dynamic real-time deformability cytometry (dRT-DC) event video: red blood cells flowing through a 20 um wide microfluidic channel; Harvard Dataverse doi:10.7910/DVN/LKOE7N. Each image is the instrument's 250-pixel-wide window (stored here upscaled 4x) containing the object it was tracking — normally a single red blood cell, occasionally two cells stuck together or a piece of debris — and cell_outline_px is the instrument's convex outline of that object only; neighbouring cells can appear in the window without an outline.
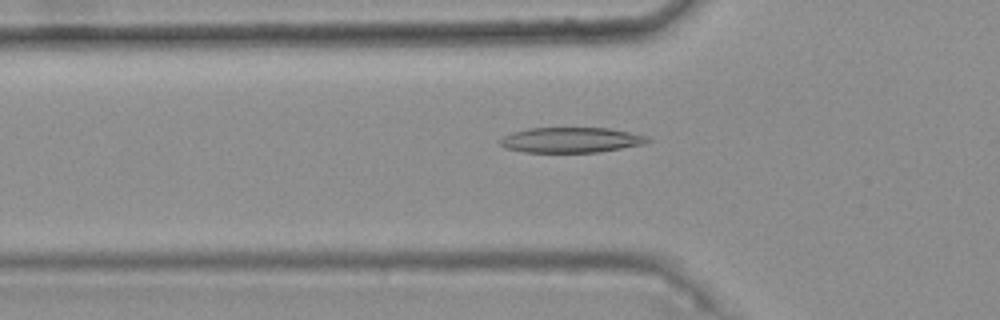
{"species": "common noctule bat (a hibernating species)", "species_latin": "Nyctalus noctula", "temperature_condition": "warm", "stored_images_in_passage": 49, "camera_frame_rate_fps": 3000, "um_per_image_px": 0.085, "animal": {"sex": "female", "body_mass_g": 25.1}, "frame": {"image": 1, "passage_image": 18, "time_ms": 5.667, "image_size_px": [1000, 320], "cell_outline_px": [[652, 140], [644, 144], [600, 152], [524, 152], [504, 148], [500, 144], [500, 136], [512, 132], [528, 128], [608, 128], [648, 136]], "centroid_in_image_um": [48.51, 11.9], "position_along_channel_um": 77.3, "area_um2": 21.85}}
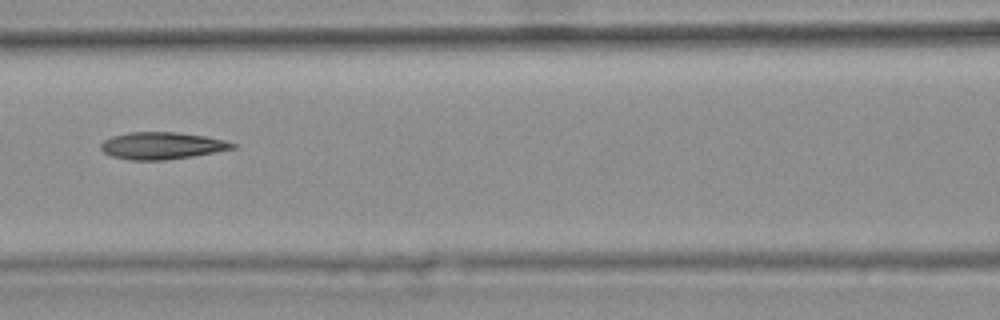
{"frame": {"image": 2, "passage_image": 24, "time_ms": 7.667, "image_size_px": [1000, 320], "cell_outline_px": [[236, 148], [192, 156], [164, 160], [128, 160], [112, 156], [104, 152], [100, 148], [100, 144], [104, 140], [112, 136], [128, 132], [176, 132], [204, 136], [224, 140], [236, 144]], "centroid_in_image_um": [13.73, 12.38], "position_along_channel_um": 152.9, "area_um2": 20.69}}
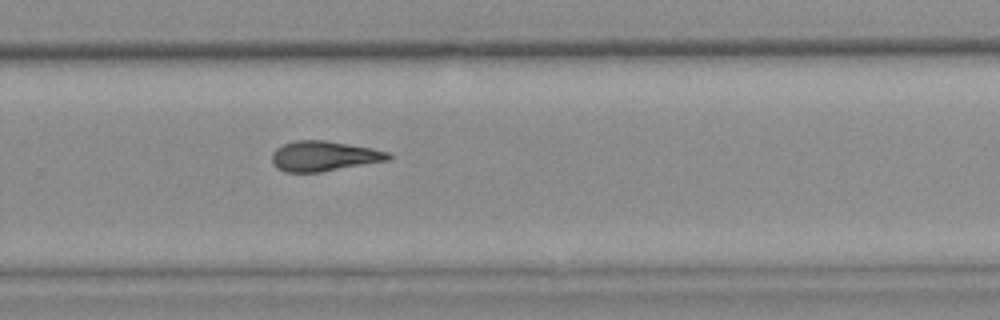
{"frame": {"image": 3, "passage_image": 36, "time_ms": 11.667, "image_size_px": [1000, 320], "cell_outline_px": [[392, 156], [388, 160], [320, 172], [284, 172], [276, 168], [272, 160], [272, 152], [276, 148], [284, 144], [296, 140], [324, 140], [372, 148], [388, 152]], "centroid_in_image_um": [27.5, 13.27], "position_along_channel_um": 302.3, "area_um2": 20.29}, "authors_computed_cell_mechanics": {"area_um2": 20.7502, "velocity_mm_per_s": 3.7497, "shape_relaxation_time_tau1_ms": null, "shape_relaxation_time_tau2_ms": 4.0568, "deformation_change_tau1": null, "deformation_change_tau2": 0.1448}}